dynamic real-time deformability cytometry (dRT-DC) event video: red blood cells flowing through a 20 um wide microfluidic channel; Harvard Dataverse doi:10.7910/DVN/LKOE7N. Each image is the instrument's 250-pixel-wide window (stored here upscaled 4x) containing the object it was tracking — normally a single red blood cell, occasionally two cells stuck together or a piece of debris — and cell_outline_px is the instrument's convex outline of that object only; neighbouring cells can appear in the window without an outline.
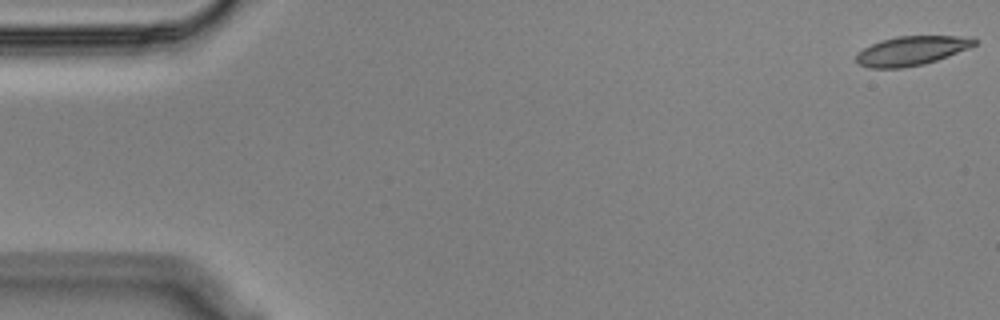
{"species": "Egyptian fruit bat (a non-hibernating species)", "species_latin": "Rousettus aegyptiacus", "temperature_condition": "cold", "stored_images_in_passage": 56, "camera_frame_rate_fps": 3000, "um_per_image_px": 0.085, "animal": {"sex": "male"}, "frame": {"image": 1, "passage_image": 1, "time_ms": 0.0, "image_size_px": [1000, 320], "cell_outline_px": [[976, 44], [968, 48], [948, 56], [924, 64], [904, 68], [868, 68], [860, 64], [856, 60], [856, 56], [864, 48], [880, 40], [896, 36], [972, 36], [976, 40]], "centroid_in_image_um": [77.49, 4.31], "position_along_channel_um": 7.5, "area_um2": 20.06}}
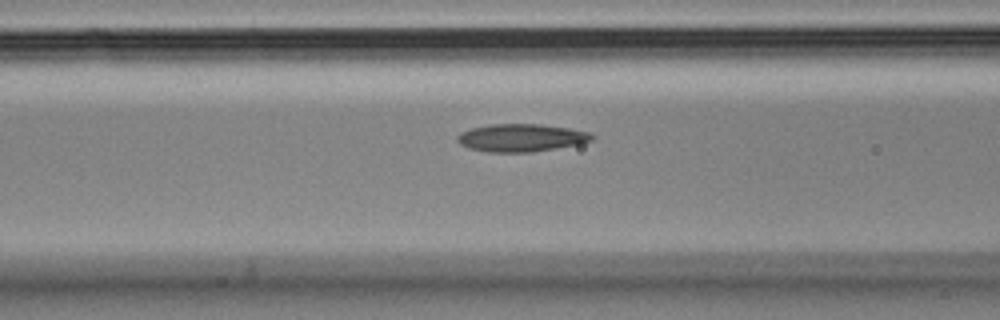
{"frame": {"image": 2, "passage_image": 22, "time_ms": 7.0, "image_size_px": [1000, 320], "cell_outline_px": [[596, 136], [592, 140], [580, 144], [532, 152], [488, 152], [468, 148], [460, 144], [456, 140], [456, 136], [460, 132], [472, 128], [492, 124], [540, 124], [568, 128], [588, 132]], "centroid_in_image_um": [44.28, 11.71], "position_along_channel_um": 122.3, "area_um2": 21.79}}
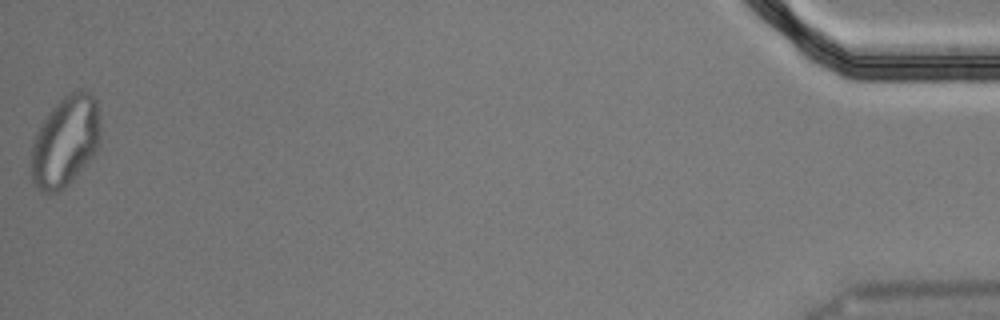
{"frame": {"image": 3, "passage_image": 56, "time_ms": 18.333, "image_size_px": [1000, 320], "cell_outline_px": [[100, 140], [96, 152], [68, 184], [64, 188], [56, 192], [40, 192], [32, 180], [32, 140], [48, 112], [64, 96], [76, 88], [92, 92], [96, 100], [100, 132]], "centroid_in_image_um": [5.56, 11.98], "position_along_channel_um": 429.6, "area_um2": 36.41}, "authors_computed_cell_mechanics": {"area_um2": 21.097, "velocity_mm_per_s": 3.5707, "shape_relaxation_time_tau1_ms": null, "shape_relaxation_time_tau2_ms": 2.2645, "deformation_change_tau1": null, "deformation_change_tau2": 0.076}}